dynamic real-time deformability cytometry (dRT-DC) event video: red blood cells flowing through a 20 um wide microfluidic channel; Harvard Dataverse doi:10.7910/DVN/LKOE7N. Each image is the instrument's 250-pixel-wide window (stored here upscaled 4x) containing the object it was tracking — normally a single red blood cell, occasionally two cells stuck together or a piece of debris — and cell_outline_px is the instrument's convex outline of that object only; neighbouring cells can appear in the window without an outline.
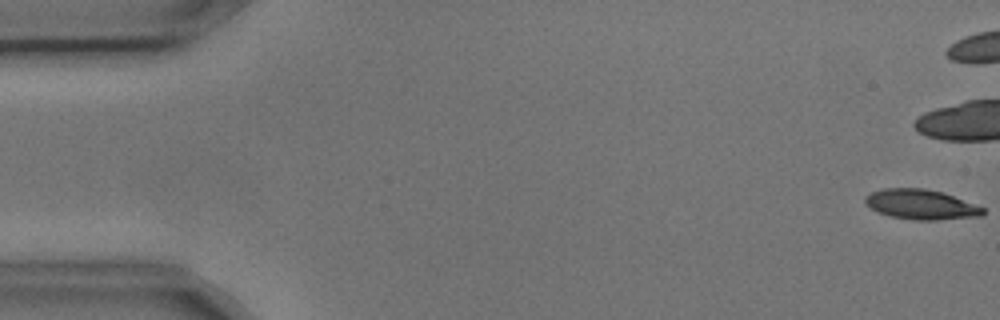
{"species": "common noctule bat (a hibernating species)", "species_latin": "Nyctalus noctula", "temperature_condition": "cold", "stored_images_in_passage": 5, "camera_frame_rate_fps": 3000, "um_per_image_px": 0.085, "animal": {"sex": "male", "body_mass_g": 17.9, "forearm_length_mm": 54.2}, "frame": {"image": 1, "passage_image": 1, "time_ms": 0.0, "image_size_px": [1000, 320], "cell_outline_px": [[984, 216], [936, 220], [916, 220], [892, 216], [880, 212], [872, 208], [864, 200], [864, 196], [872, 192], [884, 188], [924, 188], [940, 192], [952, 196], [984, 208]], "centroid_in_image_um": [78.29, 17.38], "position_along_channel_um": 6.7, "area_um2": 20.17}}